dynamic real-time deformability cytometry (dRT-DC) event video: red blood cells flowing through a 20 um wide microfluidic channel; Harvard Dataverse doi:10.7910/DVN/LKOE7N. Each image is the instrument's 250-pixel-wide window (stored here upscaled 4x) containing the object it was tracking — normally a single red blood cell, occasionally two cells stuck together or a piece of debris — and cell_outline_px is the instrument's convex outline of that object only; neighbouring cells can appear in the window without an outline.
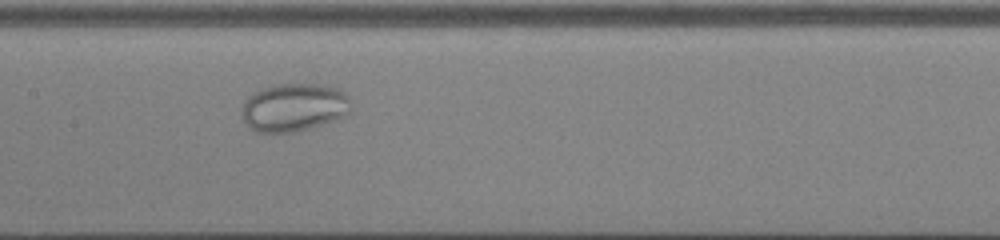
{"species": "common noctule bat (a hibernating species)", "species_latin": "Nyctalus noctula", "temperature_condition": "cold", "stored_images_in_passage": 36, "camera_frame_rate_fps": 3000, "um_per_image_px": 0.085, "animal": {"sex": "male", "body_mass_g": 13.0, "forearm_length_mm": 53.1}, "frame": {"image": 1, "passage_image": 11, "time_ms": 3.333, "image_size_px": [1000, 240], "cell_outline_px": [[352, 112], [336, 120], [296, 132], [256, 132], [248, 128], [244, 120], [244, 100], [248, 96], [272, 84], [316, 84], [336, 88], [344, 92], [348, 96], [352, 108]], "centroid_in_image_um": [25.02, 9.13], "position_along_channel_um": 182.4, "area_um2": 30.63}}